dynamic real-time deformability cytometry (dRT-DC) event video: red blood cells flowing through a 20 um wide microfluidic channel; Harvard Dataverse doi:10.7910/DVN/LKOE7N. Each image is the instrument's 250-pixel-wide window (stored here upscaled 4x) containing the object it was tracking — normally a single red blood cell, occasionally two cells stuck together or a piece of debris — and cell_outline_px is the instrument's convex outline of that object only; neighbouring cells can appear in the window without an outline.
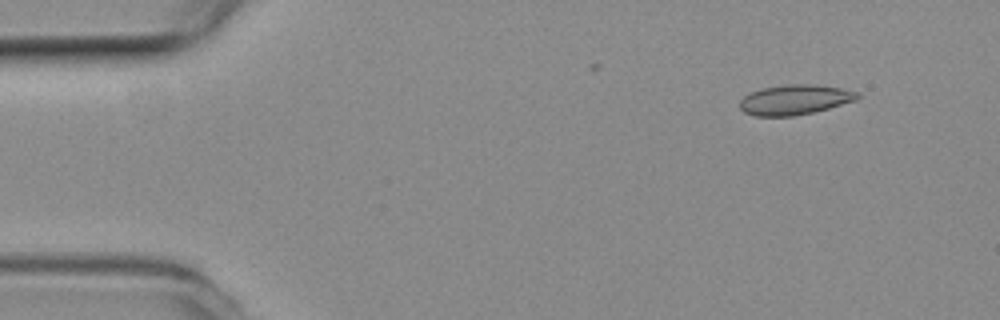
{"species": "common noctule bat (a hibernating species)", "species_latin": "Nyctalus noctula", "temperature_condition": "room temperature", "stored_images_in_passage": 5, "camera_frame_rate_fps": 3000, "um_per_image_px": 0.085, "animal": {"sex": "female", "body_mass_g": 19.3, "forearm_length_mm": 54.1}, "frame": {"image": 1, "passage_image": 1, "time_ms": 0.0, "image_size_px": [1000, 320], "cell_outline_px": [[860, 96], [856, 100], [828, 108], [812, 112], [792, 116], [756, 116], [744, 112], [740, 108], [740, 100], [748, 92], [764, 88], [788, 84], [816, 84], [840, 88], [856, 92]], "centroid_in_image_um": [67.52, 8.47], "position_along_channel_um": 17.5, "area_um2": 20.4}}
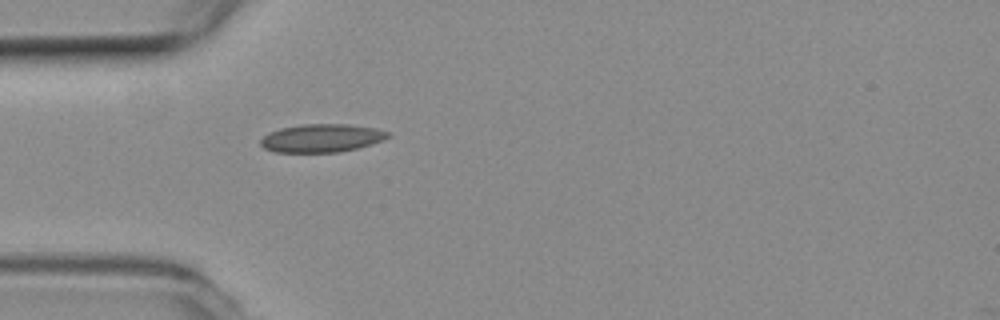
{"frame": {"image": 2, "passage_image": 4, "time_ms": 1.0, "image_size_px": [1000, 320], "cell_outline_px": [[392, 136], [384, 140], [372, 144], [340, 152], [276, 152], [264, 148], [260, 144], [260, 140], [268, 132], [280, 128], [300, 124], [348, 124], [376, 128], [392, 132]], "centroid_in_image_um": [27.38, 11.73], "position_along_channel_um": 57.6, "area_um2": 21.15}}